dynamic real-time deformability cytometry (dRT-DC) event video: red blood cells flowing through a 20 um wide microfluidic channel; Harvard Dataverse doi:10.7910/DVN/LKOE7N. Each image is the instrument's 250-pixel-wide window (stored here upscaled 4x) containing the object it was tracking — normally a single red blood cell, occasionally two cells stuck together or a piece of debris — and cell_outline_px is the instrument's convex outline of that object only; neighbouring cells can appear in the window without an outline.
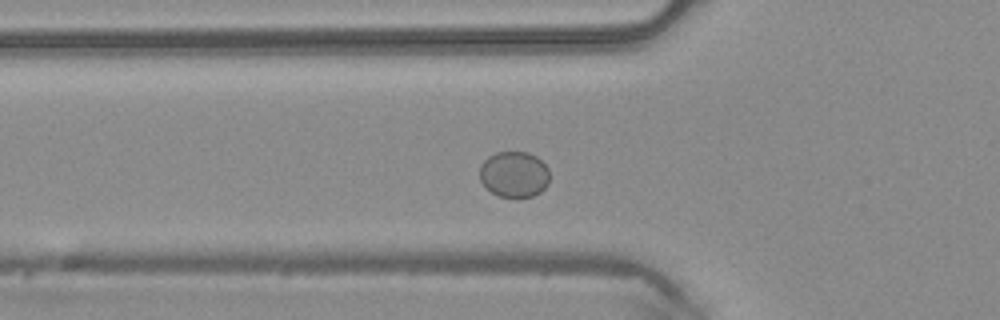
{"species": "common noctule bat (a hibernating species)", "species_latin": "Nyctalus noctula", "temperature_condition": "warm", "stored_images_in_passage": 36, "camera_frame_rate_fps": 3000, "um_per_image_px": 0.085, "animal": {"sex": "male", "body_mass_g": 20.4}, "frame": {"image": 1, "passage_image": 4, "time_ms": 1.0, "image_size_px": [1000, 320], "cell_outline_px": [[548, 184], [540, 192], [532, 196], [516, 200], [496, 196], [480, 180], [480, 164], [488, 156], [496, 152], [528, 152], [536, 156], [548, 168]], "centroid_in_image_um": [43.69, 14.85], "position_along_channel_um": 82.1, "area_um2": 19.07}}
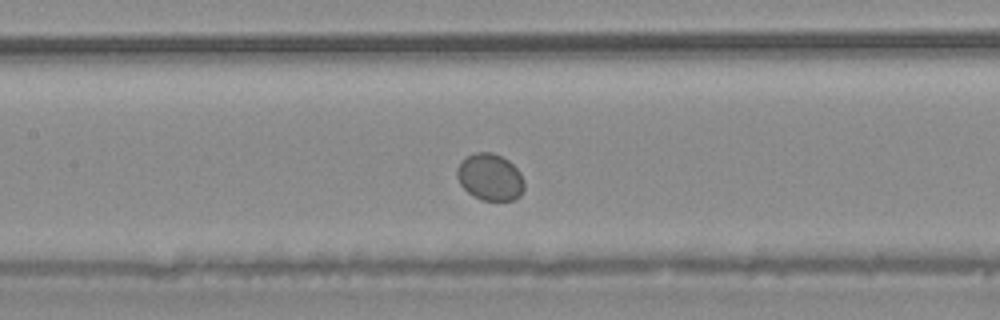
{"frame": {"image": 2, "passage_image": 10, "time_ms": 3.0, "image_size_px": [1000, 320], "cell_outline_px": [[524, 188], [520, 196], [512, 200], [480, 200], [472, 196], [460, 184], [456, 176], [456, 168], [460, 160], [476, 152], [492, 152], [508, 160], [520, 172], [524, 180]], "centroid_in_image_um": [41.63, 15.05], "position_along_channel_um": 165.8, "area_um2": 18.5}}
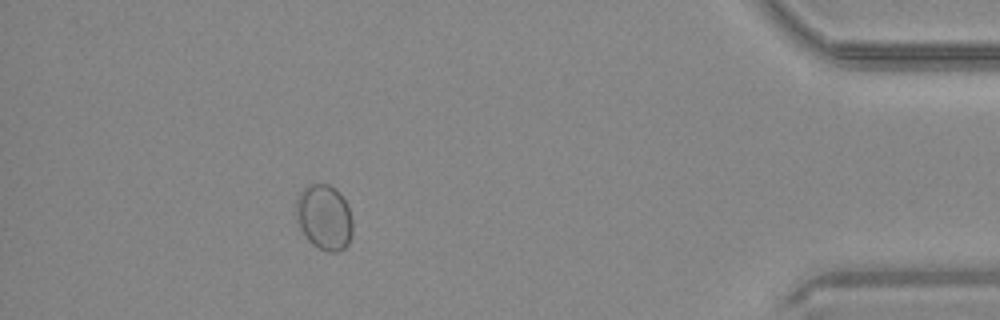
{"frame": {"image": 3, "passage_image": 31, "time_ms": 10.0, "image_size_px": [1000, 320], "cell_outline_px": [[352, 236], [348, 244], [344, 248], [336, 252], [328, 252], [312, 244], [308, 240], [300, 228], [296, 220], [296, 200], [300, 192], [304, 188], [312, 184], [328, 184], [336, 188], [340, 192], [348, 208], [352, 220]], "centroid_in_image_um": [27.56, 18.47], "position_along_channel_um": 407.6, "area_um2": 21.56}}